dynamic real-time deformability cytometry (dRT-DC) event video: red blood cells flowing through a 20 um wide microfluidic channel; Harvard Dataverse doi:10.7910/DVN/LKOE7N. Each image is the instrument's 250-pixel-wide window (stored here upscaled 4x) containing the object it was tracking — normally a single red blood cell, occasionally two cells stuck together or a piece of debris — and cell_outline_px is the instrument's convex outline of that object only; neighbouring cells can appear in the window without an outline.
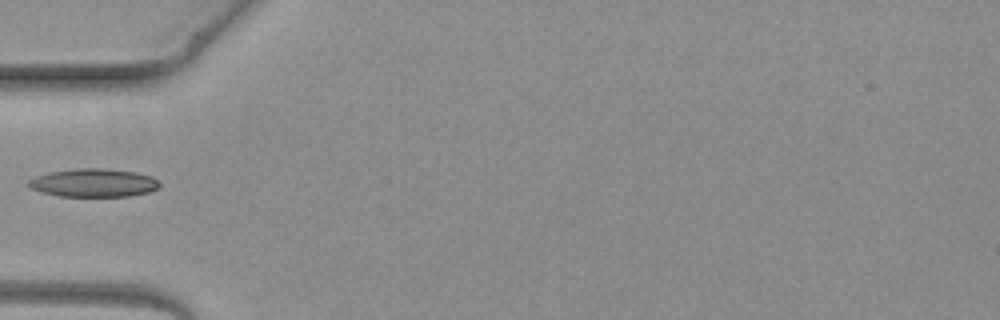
{"species": "common noctule bat (a hibernating species)", "species_latin": "Nyctalus noctula", "temperature_condition": "warm", "stored_images_in_passage": 4, "camera_frame_rate_fps": 3000, "um_per_image_px": 0.085, "animal": {"sex": "female", "body_mass_g": 19.3, "forearm_length_mm": 54.1}, "frame": {"image": 1, "passage_image": 4, "time_ms": 3.667, "image_size_px": [1000, 320], "cell_outline_px": [[160, 188], [148, 192], [128, 196], [60, 196], [44, 192], [32, 188], [28, 184], [28, 180], [36, 176], [48, 172], [76, 168], [104, 168], [136, 172], [152, 176], [160, 184]], "centroid_in_image_um": [7.98, 15.53], "position_along_channel_um": 77.0, "area_um2": 21.5}}